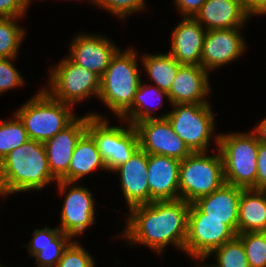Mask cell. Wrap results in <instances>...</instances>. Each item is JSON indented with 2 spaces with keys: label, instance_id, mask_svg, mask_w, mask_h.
Returning <instances> with one entry per match:
<instances>
[{
  "label": "cell",
  "instance_id": "obj_1",
  "mask_svg": "<svg viewBox=\"0 0 266 267\" xmlns=\"http://www.w3.org/2000/svg\"><path fill=\"white\" fill-rule=\"evenodd\" d=\"M190 203L183 199L157 200L131 207L118 234L126 246L142 245L162 255L165 247L184 252Z\"/></svg>",
  "mask_w": 266,
  "mask_h": 267
},
{
  "label": "cell",
  "instance_id": "obj_2",
  "mask_svg": "<svg viewBox=\"0 0 266 267\" xmlns=\"http://www.w3.org/2000/svg\"><path fill=\"white\" fill-rule=\"evenodd\" d=\"M0 182L10 195L39 192L50 183H57L51 174L44 144L28 140L9 152L0 162Z\"/></svg>",
  "mask_w": 266,
  "mask_h": 267
},
{
  "label": "cell",
  "instance_id": "obj_3",
  "mask_svg": "<svg viewBox=\"0 0 266 267\" xmlns=\"http://www.w3.org/2000/svg\"><path fill=\"white\" fill-rule=\"evenodd\" d=\"M136 48L118 49L101 77L99 100L119 119L131 106L142 80Z\"/></svg>",
  "mask_w": 266,
  "mask_h": 267
},
{
  "label": "cell",
  "instance_id": "obj_4",
  "mask_svg": "<svg viewBox=\"0 0 266 267\" xmlns=\"http://www.w3.org/2000/svg\"><path fill=\"white\" fill-rule=\"evenodd\" d=\"M74 108L53 98L43 87L14 113L23 122L30 140L46 142L76 117Z\"/></svg>",
  "mask_w": 266,
  "mask_h": 267
},
{
  "label": "cell",
  "instance_id": "obj_5",
  "mask_svg": "<svg viewBox=\"0 0 266 267\" xmlns=\"http://www.w3.org/2000/svg\"><path fill=\"white\" fill-rule=\"evenodd\" d=\"M259 141L253 131L219 133L218 150L222 156L225 183L256 189Z\"/></svg>",
  "mask_w": 266,
  "mask_h": 267
},
{
  "label": "cell",
  "instance_id": "obj_6",
  "mask_svg": "<svg viewBox=\"0 0 266 267\" xmlns=\"http://www.w3.org/2000/svg\"><path fill=\"white\" fill-rule=\"evenodd\" d=\"M87 132L94 139L97 149L105 162L107 172L112 173L127 162L140 148L137 130L133 124L118 119L121 126L110 125L109 119L101 113L91 112ZM123 124H125L123 126Z\"/></svg>",
  "mask_w": 266,
  "mask_h": 267
},
{
  "label": "cell",
  "instance_id": "obj_7",
  "mask_svg": "<svg viewBox=\"0 0 266 267\" xmlns=\"http://www.w3.org/2000/svg\"><path fill=\"white\" fill-rule=\"evenodd\" d=\"M166 118L192 152H207L211 141L218 148L219 133L211 104H173ZM216 134V135H215ZM214 137L213 140H211Z\"/></svg>",
  "mask_w": 266,
  "mask_h": 267
},
{
  "label": "cell",
  "instance_id": "obj_8",
  "mask_svg": "<svg viewBox=\"0 0 266 267\" xmlns=\"http://www.w3.org/2000/svg\"><path fill=\"white\" fill-rule=\"evenodd\" d=\"M48 72L49 81L43 88L56 100L74 108L93 95L94 98H99L101 77L75 64L68 56L52 65Z\"/></svg>",
  "mask_w": 266,
  "mask_h": 267
},
{
  "label": "cell",
  "instance_id": "obj_9",
  "mask_svg": "<svg viewBox=\"0 0 266 267\" xmlns=\"http://www.w3.org/2000/svg\"><path fill=\"white\" fill-rule=\"evenodd\" d=\"M225 183L222 156L192 152L179 167V198L193 203L197 198L211 194Z\"/></svg>",
  "mask_w": 266,
  "mask_h": 267
},
{
  "label": "cell",
  "instance_id": "obj_10",
  "mask_svg": "<svg viewBox=\"0 0 266 267\" xmlns=\"http://www.w3.org/2000/svg\"><path fill=\"white\" fill-rule=\"evenodd\" d=\"M55 184L64 196L58 227L75 240L95 224V199L86 185H80V182L59 180Z\"/></svg>",
  "mask_w": 266,
  "mask_h": 267
},
{
  "label": "cell",
  "instance_id": "obj_11",
  "mask_svg": "<svg viewBox=\"0 0 266 267\" xmlns=\"http://www.w3.org/2000/svg\"><path fill=\"white\" fill-rule=\"evenodd\" d=\"M237 234L223 220L205 218L192 203L188 211L184 253L189 258H206L214 249L234 239Z\"/></svg>",
  "mask_w": 266,
  "mask_h": 267
},
{
  "label": "cell",
  "instance_id": "obj_12",
  "mask_svg": "<svg viewBox=\"0 0 266 267\" xmlns=\"http://www.w3.org/2000/svg\"><path fill=\"white\" fill-rule=\"evenodd\" d=\"M140 149L147 154L164 155L184 160L192 151L174 133L167 118L146 119L136 122Z\"/></svg>",
  "mask_w": 266,
  "mask_h": 267
},
{
  "label": "cell",
  "instance_id": "obj_13",
  "mask_svg": "<svg viewBox=\"0 0 266 267\" xmlns=\"http://www.w3.org/2000/svg\"><path fill=\"white\" fill-rule=\"evenodd\" d=\"M243 28L206 30L201 66L207 72H213L233 61H238L247 52L246 38L241 33Z\"/></svg>",
  "mask_w": 266,
  "mask_h": 267
},
{
  "label": "cell",
  "instance_id": "obj_14",
  "mask_svg": "<svg viewBox=\"0 0 266 267\" xmlns=\"http://www.w3.org/2000/svg\"><path fill=\"white\" fill-rule=\"evenodd\" d=\"M112 41L102 34L79 32L70 42L67 55L75 64L102 77L120 48Z\"/></svg>",
  "mask_w": 266,
  "mask_h": 267
},
{
  "label": "cell",
  "instance_id": "obj_15",
  "mask_svg": "<svg viewBox=\"0 0 266 267\" xmlns=\"http://www.w3.org/2000/svg\"><path fill=\"white\" fill-rule=\"evenodd\" d=\"M90 112L77 116L67 127L44 142V147L52 176L68 181V168L74 148L80 137L87 131Z\"/></svg>",
  "mask_w": 266,
  "mask_h": 267
},
{
  "label": "cell",
  "instance_id": "obj_16",
  "mask_svg": "<svg viewBox=\"0 0 266 267\" xmlns=\"http://www.w3.org/2000/svg\"><path fill=\"white\" fill-rule=\"evenodd\" d=\"M113 173L119 176V187L126 201L128 210L131 207L149 204L150 190L148 185V154L140 148Z\"/></svg>",
  "mask_w": 266,
  "mask_h": 267
},
{
  "label": "cell",
  "instance_id": "obj_17",
  "mask_svg": "<svg viewBox=\"0 0 266 267\" xmlns=\"http://www.w3.org/2000/svg\"><path fill=\"white\" fill-rule=\"evenodd\" d=\"M209 75L202 66L182 64L168 92L169 104H212Z\"/></svg>",
  "mask_w": 266,
  "mask_h": 267
},
{
  "label": "cell",
  "instance_id": "obj_18",
  "mask_svg": "<svg viewBox=\"0 0 266 267\" xmlns=\"http://www.w3.org/2000/svg\"><path fill=\"white\" fill-rule=\"evenodd\" d=\"M205 33L194 17H182L172 29L169 54L180 64L201 66Z\"/></svg>",
  "mask_w": 266,
  "mask_h": 267
},
{
  "label": "cell",
  "instance_id": "obj_19",
  "mask_svg": "<svg viewBox=\"0 0 266 267\" xmlns=\"http://www.w3.org/2000/svg\"><path fill=\"white\" fill-rule=\"evenodd\" d=\"M179 159L148 154V185L150 203L179 199Z\"/></svg>",
  "mask_w": 266,
  "mask_h": 267
},
{
  "label": "cell",
  "instance_id": "obj_20",
  "mask_svg": "<svg viewBox=\"0 0 266 267\" xmlns=\"http://www.w3.org/2000/svg\"><path fill=\"white\" fill-rule=\"evenodd\" d=\"M242 188L224 183L211 194L197 198L192 204L205 218L223 220L238 234V209Z\"/></svg>",
  "mask_w": 266,
  "mask_h": 267
},
{
  "label": "cell",
  "instance_id": "obj_21",
  "mask_svg": "<svg viewBox=\"0 0 266 267\" xmlns=\"http://www.w3.org/2000/svg\"><path fill=\"white\" fill-rule=\"evenodd\" d=\"M194 18L205 30H216L245 27L252 17L239 0H207Z\"/></svg>",
  "mask_w": 266,
  "mask_h": 267
},
{
  "label": "cell",
  "instance_id": "obj_22",
  "mask_svg": "<svg viewBox=\"0 0 266 267\" xmlns=\"http://www.w3.org/2000/svg\"><path fill=\"white\" fill-rule=\"evenodd\" d=\"M32 234V239L24 246L30 256L35 258L37 267H56L64 250L73 241L58 226L36 228Z\"/></svg>",
  "mask_w": 266,
  "mask_h": 267
},
{
  "label": "cell",
  "instance_id": "obj_23",
  "mask_svg": "<svg viewBox=\"0 0 266 267\" xmlns=\"http://www.w3.org/2000/svg\"><path fill=\"white\" fill-rule=\"evenodd\" d=\"M145 83L144 81L140 82L132 106L119 119L134 125L136 122L146 119L166 118L169 111L162 112L159 116L155 115L154 111L163 107L165 99L170 102L168 92L160 90L155 85Z\"/></svg>",
  "mask_w": 266,
  "mask_h": 267
},
{
  "label": "cell",
  "instance_id": "obj_24",
  "mask_svg": "<svg viewBox=\"0 0 266 267\" xmlns=\"http://www.w3.org/2000/svg\"><path fill=\"white\" fill-rule=\"evenodd\" d=\"M98 170L106 172L107 168L94 139L86 131L74 148L68 168V181L80 182L85 176Z\"/></svg>",
  "mask_w": 266,
  "mask_h": 267
},
{
  "label": "cell",
  "instance_id": "obj_25",
  "mask_svg": "<svg viewBox=\"0 0 266 267\" xmlns=\"http://www.w3.org/2000/svg\"><path fill=\"white\" fill-rule=\"evenodd\" d=\"M266 229V190L243 189L238 209V234Z\"/></svg>",
  "mask_w": 266,
  "mask_h": 267
},
{
  "label": "cell",
  "instance_id": "obj_26",
  "mask_svg": "<svg viewBox=\"0 0 266 267\" xmlns=\"http://www.w3.org/2000/svg\"><path fill=\"white\" fill-rule=\"evenodd\" d=\"M140 63L152 83L160 90L169 92L173 80L176 77L179 67L178 63L168 52L167 53H145L140 55Z\"/></svg>",
  "mask_w": 266,
  "mask_h": 267
},
{
  "label": "cell",
  "instance_id": "obj_27",
  "mask_svg": "<svg viewBox=\"0 0 266 267\" xmlns=\"http://www.w3.org/2000/svg\"><path fill=\"white\" fill-rule=\"evenodd\" d=\"M22 18L0 17V58L18 57L27 31L19 25L18 21Z\"/></svg>",
  "mask_w": 266,
  "mask_h": 267
},
{
  "label": "cell",
  "instance_id": "obj_28",
  "mask_svg": "<svg viewBox=\"0 0 266 267\" xmlns=\"http://www.w3.org/2000/svg\"><path fill=\"white\" fill-rule=\"evenodd\" d=\"M29 139L23 122L13 113L12 118L0 120V162L7 154Z\"/></svg>",
  "mask_w": 266,
  "mask_h": 267
},
{
  "label": "cell",
  "instance_id": "obj_29",
  "mask_svg": "<svg viewBox=\"0 0 266 267\" xmlns=\"http://www.w3.org/2000/svg\"><path fill=\"white\" fill-rule=\"evenodd\" d=\"M211 255L215 257V267H249L244 245L237 236L214 249L206 259Z\"/></svg>",
  "mask_w": 266,
  "mask_h": 267
},
{
  "label": "cell",
  "instance_id": "obj_30",
  "mask_svg": "<svg viewBox=\"0 0 266 267\" xmlns=\"http://www.w3.org/2000/svg\"><path fill=\"white\" fill-rule=\"evenodd\" d=\"M242 241L249 267H266V234L263 231L237 234Z\"/></svg>",
  "mask_w": 266,
  "mask_h": 267
},
{
  "label": "cell",
  "instance_id": "obj_31",
  "mask_svg": "<svg viewBox=\"0 0 266 267\" xmlns=\"http://www.w3.org/2000/svg\"><path fill=\"white\" fill-rule=\"evenodd\" d=\"M56 267H96L94 257L75 239L64 250Z\"/></svg>",
  "mask_w": 266,
  "mask_h": 267
},
{
  "label": "cell",
  "instance_id": "obj_32",
  "mask_svg": "<svg viewBox=\"0 0 266 267\" xmlns=\"http://www.w3.org/2000/svg\"><path fill=\"white\" fill-rule=\"evenodd\" d=\"M96 6L104 11L126 20L131 14L145 11V0H97Z\"/></svg>",
  "mask_w": 266,
  "mask_h": 267
},
{
  "label": "cell",
  "instance_id": "obj_33",
  "mask_svg": "<svg viewBox=\"0 0 266 267\" xmlns=\"http://www.w3.org/2000/svg\"><path fill=\"white\" fill-rule=\"evenodd\" d=\"M16 59L17 57L0 58V95L26 84L24 77L15 67Z\"/></svg>",
  "mask_w": 266,
  "mask_h": 267
},
{
  "label": "cell",
  "instance_id": "obj_34",
  "mask_svg": "<svg viewBox=\"0 0 266 267\" xmlns=\"http://www.w3.org/2000/svg\"><path fill=\"white\" fill-rule=\"evenodd\" d=\"M30 4V0H0V17H25Z\"/></svg>",
  "mask_w": 266,
  "mask_h": 267
},
{
  "label": "cell",
  "instance_id": "obj_35",
  "mask_svg": "<svg viewBox=\"0 0 266 267\" xmlns=\"http://www.w3.org/2000/svg\"><path fill=\"white\" fill-rule=\"evenodd\" d=\"M256 189L266 190V143L259 142L257 154Z\"/></svg>",
  "mask_w": 266,
  "mask_h": 267
},
{
  "label": "cell",
  "instance_id": "obj_36",
  "mask_svg": "<svg viewBox=\"0 0 266 267\" xmlns=\"http://www.w3.org/2000/svg\"><path fill=\"white\" fill-rule=\"evenodd\" d=\"M207 0H174L175 9L181 17H194Z\"/></svg>",
  "mask_w": 266,
  "mask_h": 267
},
{
  "label": "cell",
  "instance_id": "obj_37",
  "mask_svg": "<svg viewBox=\"0 0 266 267\" xmlns=\"http://www.w3.org/2000/svg\"><path fill=\"white\" fill-rule=\"evenodd\" d=\"M242 7L252 17L266 16V0H239Z\"/></svg>",
  "mask_w": 266,
  "mask_h": 267
},
{
  "label": "cell",
  "instance_id": "obj_38",
  "mask_svg": "<svg viewBox=\"0 0 266 267\" xmlns=\"http://www.w3.org/2000/svg\"><path fill=\"white\" fill-rule=\"evenodd\" d=\"M251 130L255 133L259 142L266 143V117Z\"/></svg>",
  "mask_w": 266,
  "mask_h": 267
},
{
  "label": "cell",
  "instance_id": "obj_39",
  "mask_svg": "<svg viewBox=\"0 0 266 267\" xmlns=\"http://www.w3.org/2000/svg\"><path fill=\"white\" fill-rule=\"evenodd\" d=\"M195 259V260H194ZM193 262L196 261L197 265L196 267H215L213 264H206L205 261L207 260L206 258H192ZM202 261V262H201ZM201 263V264H200ZM204 263V264H203Z\"/></svg>",
  "mask_w": 266,
  "mask_h": 267
},
{
  "label": "cell",
  "instance_id": "obj_40",
  "mask_svg": "<svg viewBox=\"0 0 266 267\" xmlns=\"http://www.w3.org/2000/svg\"><path fill=\"white\" fill-rule=\"evenodd\" d=\"M9 195L10 194L5 188V186L0 182V197L2 196L3 198L7 199Z\"/></svg>",
  "mask_w": 266,
  "mask_h": 267
},
{
  "label": "cell",
  "instance_id": "obj_41",
  "mask_svg": "<svg viewBox=\"0 0 266 267\" xmlns=\"http://www.w3.org/2000/svg\"><path fill=\"white\" fill-rule=\"evenodd\" d=\"M65 1H67V0H65ZM68 1H70V0H68ZM71 1H75V0H71ZM77 1L80 2L81 0H77ZM85 1H87L89 4H92V6L94 4V7L96 6V3H97V0H85Z\"/></svg>",
  "mask_w": 266,
  "mask_h": 267
}]
</instances>
